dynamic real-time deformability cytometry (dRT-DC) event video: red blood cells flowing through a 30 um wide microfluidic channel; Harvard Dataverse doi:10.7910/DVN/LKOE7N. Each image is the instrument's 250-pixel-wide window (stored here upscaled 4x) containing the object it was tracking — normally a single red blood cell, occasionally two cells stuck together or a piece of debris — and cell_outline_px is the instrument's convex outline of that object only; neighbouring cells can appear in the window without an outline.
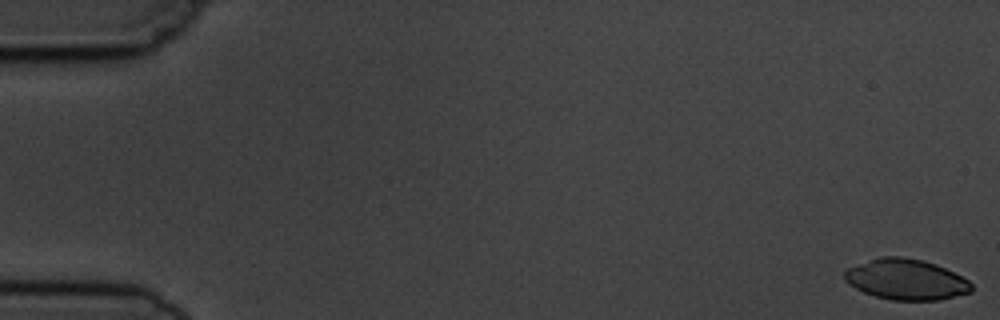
{"species": "common noctule bat (a hibernating species)", "species_latin": "Nyctalus noctula", "temperature_condition": "cold", "stored_images_in_passage": 5, "camera_frame_rate_fps": 3000, "um_per_image_px": 0.085, "animal": {"sex": "male", "body_mass_g": 19.5, "forearm_length_mm": 54.6}, "frame": {"image": 1, "passage_image": 1, "time_ms": 0.0, "image_size_px": [1000, 320], "cell_outline_px": [[972, 292], [940, 300], [892, 300], [876, 296], [864, 292], [856, 288], [844, 280], [844, 272], [848, 268], [880, 256], [900, 256], [920, 260], [936, 264], [968, 280], [972, 284]], "centroid_in_image_um": [77.02, 23.76], "position_along_channel_um": 8.0, "area_um2": 29.82}}